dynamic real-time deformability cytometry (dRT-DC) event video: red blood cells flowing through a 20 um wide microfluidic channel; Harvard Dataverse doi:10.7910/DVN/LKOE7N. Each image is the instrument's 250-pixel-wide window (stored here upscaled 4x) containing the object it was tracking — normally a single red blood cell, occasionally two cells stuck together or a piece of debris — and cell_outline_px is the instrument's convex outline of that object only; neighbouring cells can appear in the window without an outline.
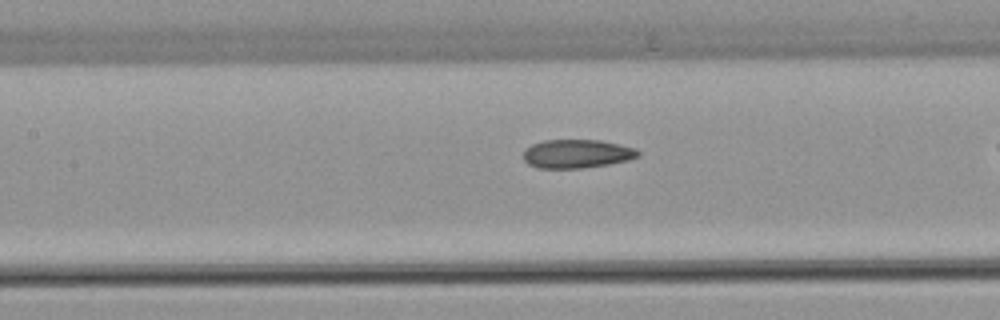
{"species": "common noctule bat (a hibernating species)", "species_latin": "Nyctalus noctula", "temperature_condition": "warm", "stored_images_in_passage": 30, "camera_frame_rate_fps": 3000, "um_per_image_px": 0.085, "animal": {"sex": "female", "body_mass_g": 22.7, "forearm_length_mm": 54.2}, "frame": {"image": 1, "passage_image": 13, "time_ms": 4.0, "image_size_px": [1000, 320], "cell_outline_px": [[640, 156], [628, 160], [608, 164], [580, 168], [536, 168], [528, 164], [524, 160], [524, 148], [532, 144], [544, 140], [600, 140], [620, 144], [636, 148], [640, 152]], "centroid_in_image_um": [49.03, 13.06], "position_along_channel_um": 158.4, "area_um2": 19.25}}